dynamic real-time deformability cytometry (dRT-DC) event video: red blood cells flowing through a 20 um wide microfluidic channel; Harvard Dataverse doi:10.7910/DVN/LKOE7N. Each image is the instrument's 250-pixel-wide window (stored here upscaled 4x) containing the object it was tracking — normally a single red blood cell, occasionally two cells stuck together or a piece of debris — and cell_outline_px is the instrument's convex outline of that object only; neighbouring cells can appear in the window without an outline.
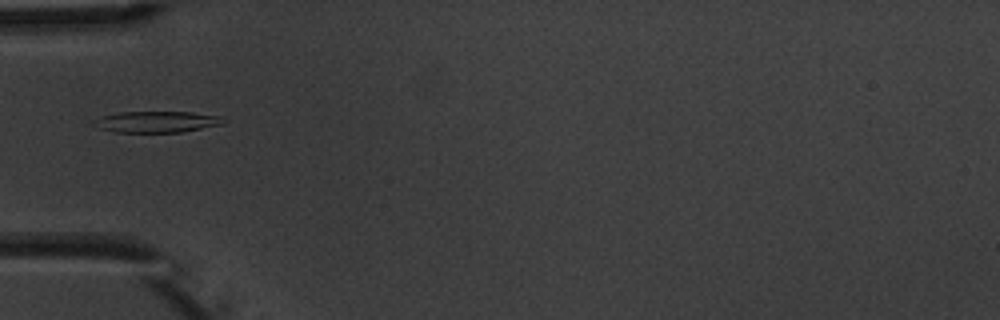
{"species": "common noctule bat (a hibernating species)", "species_latin": "Nyctalus noctula", "temperature_condition": "warm", "stored_images_in_passage": 8, "camera_frame_rate_fps": 3000, "um_per_image_px": 0.085, "animal": {"sex": "male", "body_mass_g": 20.1, "forearm_length_mm": 53.5}, "frame": {"image": 1, "passage_image": 5, "time_ms": 4.667, "image_size_px": [1000, 320], "cell_outline_px": [[228, 120], [224, 124], [180, 132], [112, 132], [96, 128], [96, 120], [100, 116], [120, 112], [192, 112], [220, 116]], "centroid_in_image_um": [13.35, 10.35], "position_along_channel_um": 71.6, "area_um2": 16.07}}
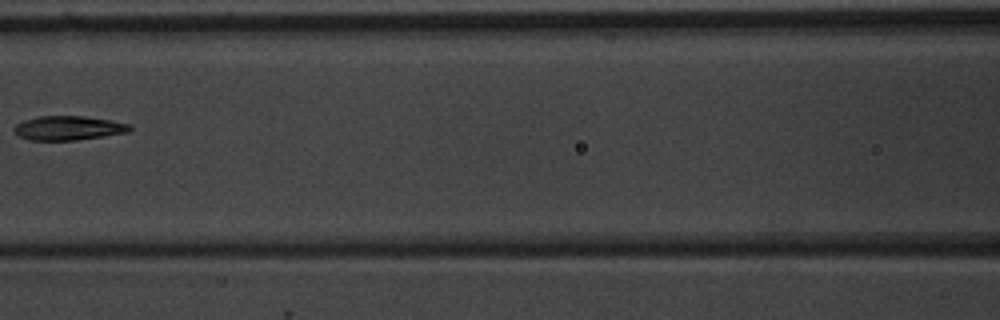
{"frame": {"image": 2, "passage_image": 7, "time_ms": 7.0, "image_size_px": [1000, 320], "cell_outline_px": [[132, 128], [128, 132], [104, 136], [76, 140], [28, 140], [12, 132], [12, 128], [16, 124], [24, 120], [40, 116], [84, 116], [112, 120], [128, 124]], "centroid_in_image_um": [5.78, 10.88], "position_along_channel_um": 160.8, "area_um2": 16.36}}
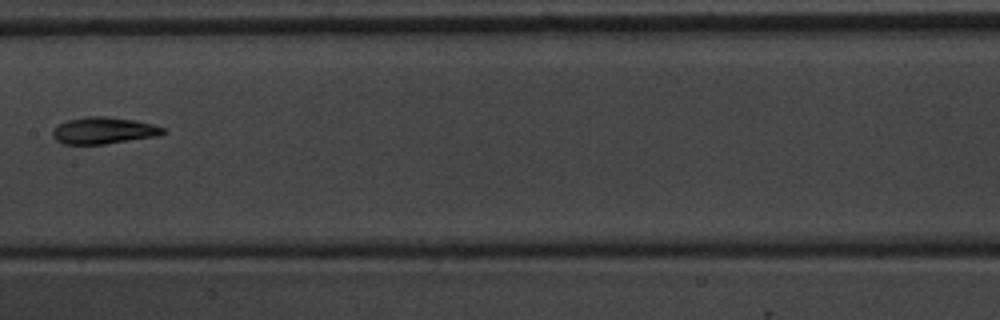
{"frame": {"image": 3, "passage_image": 8, "time_ms": 8.0, "image_size_px": [1000, 320], "cell_outline_px": [[168, 128], [164, 132], [156, 136], [104, 144], [64, 144], [56, 140], [52, 136], [52, 132], [60, 124], [68, 120], [84, 116], [108, 116], [136, 120]], "centroid_in_image_um": [8.82, 11.08], "position_along_channel_um": 198.6, "area_um2": 17.17}}